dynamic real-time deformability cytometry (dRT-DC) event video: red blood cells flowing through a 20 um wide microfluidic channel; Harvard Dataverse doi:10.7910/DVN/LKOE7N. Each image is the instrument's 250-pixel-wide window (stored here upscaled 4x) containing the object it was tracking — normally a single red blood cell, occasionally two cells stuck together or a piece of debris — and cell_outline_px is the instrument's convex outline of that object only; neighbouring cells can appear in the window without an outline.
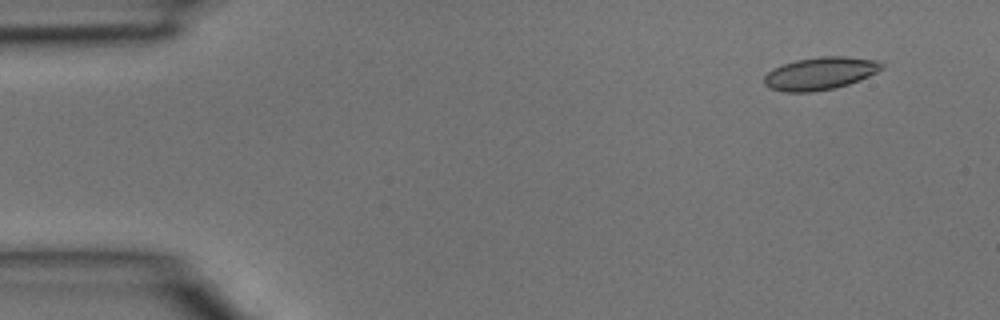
{"species": "common noctule bat (a hibernating species)", "species_latin": "Nyctalus noctula", "temperature_condition": "room temperature", "stored_images_in_passage": 4, "camera_frame_rate_fps": 3000, "um_per_image_px": 0.085, "animal": {"sex": "male", "body_mass_g": 15.6}, "frame": {"image": 1, "passage_image": 2, "time_ms": 0.333, "image_size_px": [1000, 320], "cell_outline_px": [[884, 68], [868, 76], [848, 84], [832, 88], [812, 92], [784, 92], [768, 88], [764, 84], [764, 76], [772, 68], [796, 60], [820, 56], [844, 56], [880, 60], [884, 64]], "centroid_in_image_um": [69.71, 6.23], "position_along_channel_um": 15.3, "area_um2": 22.43}}
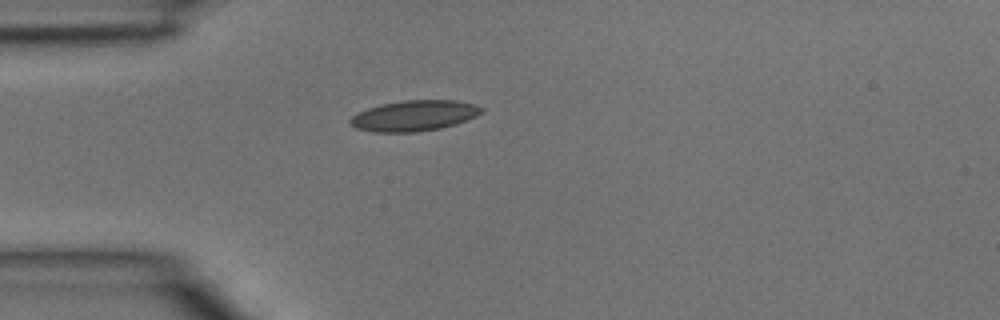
{"frame": {"image": 2, "passage_image": 4, "time_ms": 1.0, "image_size_px": [1000, 320], "cell_outline_px": [[484, 112], [468, 120], [456, 124], [440, 128], [416, 132], [372, 132], [356, 128], [348, 120], [352, 116], [368, 108], [380, 104], [404, 100], [456, 100], [472, 104], [484, 108]], "centroid_in_image_um": [35.22, 9.83], "position_along_channel_um": 49.8, "area_um2": 23.47}}